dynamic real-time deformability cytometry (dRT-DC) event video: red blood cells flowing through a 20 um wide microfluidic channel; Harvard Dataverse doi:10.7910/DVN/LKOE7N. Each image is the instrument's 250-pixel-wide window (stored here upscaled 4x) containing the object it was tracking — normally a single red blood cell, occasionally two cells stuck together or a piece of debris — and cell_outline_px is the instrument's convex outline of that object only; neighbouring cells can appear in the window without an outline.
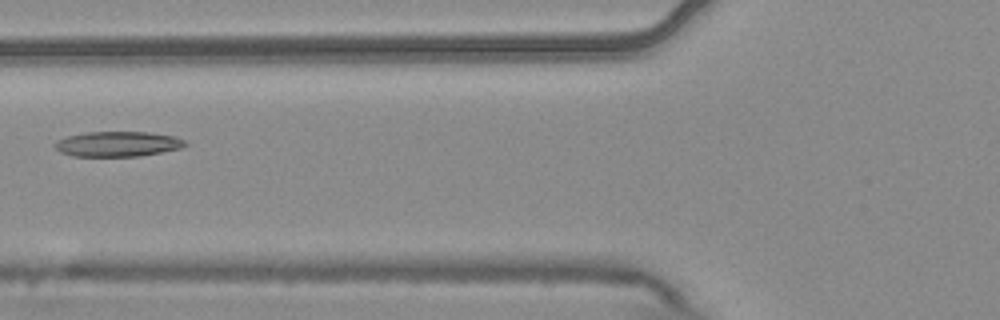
{"species": "common noctule bat (a hibernating species)", "species_latin": "Nyctalus noctula", "temperature_condition": "warm", "stored_images_in_passage": 6, "camera_frame_rate_fps": 3000, "um_per_image_px": 0.085, "animal": {"sex": "male", "body_mass_g": 20.4}, "frame": {"image": 1, "passage_image": 6, "time_ms": 1.667, "image_size_px": [1000, 320], "cell_outline_px": [[188, 144], [180, 148], [140, 156], [72, 156], [60, 152], [52, 144], [56, 140], [68, 136], [88, 132], [148, 132], [176, 136], [184, 140]], "centroid_in_image_um": [9.99, 12.24], "position_along_channel_um": 115.8, "area_um2": 19.07}}